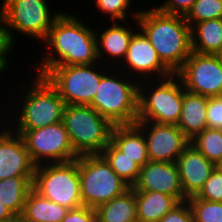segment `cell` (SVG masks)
<instances>
[{"label": "cell", "instance_id": "f1b7e54d", "mask_svg": "<svg viewBox=\"0 0 222 222\" xmlns=\"http://www.w3.org/2000/svg\"><path fill=\"white\" fill-rule=\"evenodd\" d=\"M213 19H222V0H196L185 16L190 27Z\"/></svg>", "mask_w": 222, "mask_h": 222}, {"label": "cell", "instance_id": "8fae6325", "mask_svg": "<svg viewBox=\"0 0 222 222\" xmlns=\"http://www.w3.org/2000/svg\"><path fill=\"white\" fill-rule=\"evenodd\" d=\"M21 136L36 166L45 163L70 162L79 157L72 148L63 121L27 130Z\"/></svg>", "mask_w": 222, "mask_h": 222}, {"label": "cell", "instance_id": "484cf974", "mask_svg": "<svg viewBox=\"0 0 222 222\" xmlns=\"http://www.w3.org/2000/svg\"><path fill=\"white\" fill-rule=\"evenodd\" d=\"M101 155L110 164L113 171L132 188L140 175L141 166L119 150L111 141Z\"/></svg>", "mask_w": 222, "mask_h": 222}, {"label": "cell", "instance_id": "9a60e30c", "mask_svg": "<svg viewBox=\"0 0 222 222\" xmlns=\"http://www.w3.org/2000/svg\"><path fill=\"white\" fill-rule=\"evenodd\" d=\"M134 191H155L175 196L180 202L184 195L176 162L149 161L141 167Z\"/></svg>", "mask_w": 222, "mask_h": 222}, {"label": "cell", "instance_id": "8d00e7d4", "mask_svg": "<svg viewBox=\"0 0 222 222\" xmlns=\"http://www.w3.org/2000/svg\"><path fill=\"white\" fill-rule=\"evenodd\" d=\"M15 217V215L0 202V222L10 221Z\"/></svg>", "mask_w": 222, "mask_h": 222}, {"label": "cell", "instance_id": "e575fe53", "mask_svg": "<svg viewBox=\"0 0 222 222\" xmlns=\"http://www.w3.org/2000/svg\"><path fill=\"white\" fill-rule=\"evenodd\" d=\"M159 222H195L188 201L180 202L170 212L164 215Z\"/></svg>", "mask_w": 222, "mask_h": 222}, {"label": "cell", "instance_id": "e0dca14e", "mask_svg": "<svg viewBox=\"0 0 222 222\" xmlns=\"http://www.w3.org/2000/svg\"><path fill=\"white\" fill-rule=\"evenodd\" d=\"M177 166L185 197L196 196L210 177L216 165L200 153L191 143L178 157Z\"/></svg>", "mask_w": 222, "mask_h": 222}, {"label": "cell", "instance_id": "5b68a950", "mask_svg": "<svg viewBox=\"0 0 222 222\" xmlns=\"http://www.w3.org/2000/svg\"><path fill=\"white\" fill-rule=\"evenodd\" d=\"M182 105L183 84L176 74L163 79L139 81L137 121L177 125Z\"/></svg>", "mask_w": 222, "mask_h": 222}, {"label": "cell", "instance_id": "4fadbf2b", "mask_svg": "<svg viewBox=\"0 0 222 222\" xmlns=\"http://www.w3.org/2000/svg\"><path fill=\"white\" fill-rule=\"evenodd\" d=\"M116 69L137 81L163 79L174 74L139 29L131 37L125 58Z\"/></svg>", "mask_w": 222, "mask_h": 222}, {"label": "cell", "instance_id": "ba28073f", "mask_svg": "<svg viewBox=\"0 0 222 222\" xmlns=\"http://www.w3.org/2000/svg\"><path fill=\"white\" fill-rule=\"evenodd\" d=\"M110 68L112 67L100 62L90 65H60L52 67L44 77L66 105H89L96 95L101 78Z\"/></svg>", "mask_w": 222, "mask_h": 222}, {"label": "cell", "instance_id": "ffe728a7", "mask_svg": "<svg viewBox=\"0 0 222 222\" xmlns=\"http://www.w3.org/2000/svg\"><path fill=\"white\" fill-rule=\"evenodd\" d=\"M110 141L141 167L150 161L146 138L136 124L113 126Z\"/></svg>", "mask_w": 222, "mask_h": 222}, {"label": "cell", "instance_id": "277c9868", "mask_svg": "<svg viewBox=\"0 0 222 222\" xmlns=\"http://www.w3.org/2000/svg\"><path fill=\"white\" fill-rule=\"evenodd\" d=\"M113 70V74L108 71L101 78L96 95L89 106L113 126L135 124L138 119L139 81L121 70Z\"/></svg>", "mask_w": 222, "mask_h": 222}, {"label": "cell", "instance_id": "d590c367", "mask_svg": "<svg viewBox=\"0 0 222 222\" xmlns=\"http://www.w3.org/2000/svg\"><path fill=\"white\" fill-rule=\"evenodd\" d=\"M61 222H97L96 209L82 206L69 210Z\"/></svg>", "mask_w": 222, "mask_h": 222}, {"label": "cell", "instance_id": "4dcf8cb0", "mask_svg": "<svg viewBox=\"0 0 222 222\" xmlns=\"http://www.w3.org/2000/svg\"><path fill=\"white\" fill-rule=\"evenodd\" d=\"M195 197L211 202H222V166H216Z\"/></svg>", "mask_w": 222, "mask_h": 222}, {"label": "cell", "instance_id": "83f0119b", "mask_svg": "<svg viewBox=\"0 0 222 222\" xmlns=\"http://www.w3.org/2000/svg\"><path fill=\"white\" fill-rule=\"evenodd\" d=\"M132 1L133 0H94V10L96 11L97 9L98 12H101L103 18L104 15H107L108 18L111 19L110 21H119V23L124 21L125 24L128 23L126 21L129 15L131 16L129 17V19L131 18V21H136L140 12V10H134L133 13L130 11L132 7L130 5H132Z\"/></svg>", "mask_w": 222, "mask_h": 222}, {"label": "cell", "instance_id": "d6986e66", "mask_svg": "<svg viewBox=\"0 0 222 222\" xmlns=\"http://www.w3.org/2000/svg\"><path fill=\"white\" fill-rule=\"evenodd\" d=\"M208 97L191 93L183 87V105L177 127L191 140L207 127Z\"/></svg>", "mask_w": 222, "mask_h": 222}, {"label": "cell", "instance_id": "d6a6232c", "mask_svg": "<svg viewBox=\"0 0 222 222\" xmlns=\"http://www.w3.org/2000/svg\"><path fill=\"white\" fill-rule=\"evenodd\" d=\"M207 127L222 130V96L208 97Z\"/></svg>", "mask_w": 222, "mask_h": 222}, {"label": "cell", "instance_id": "7c38bea8", "mask_svg": "<svg viewBox=\"0 0 222 222\" xmlns=\"http://www.w3.org/2000/svg\"><path fill=\"white\" fill-rule=\"evenodd\" d=\"M185 90L205 97L222 96V63L217 54L191 52L175 73Z\"/></svg>", "mask_w": 222, "mask_h": 222}, {"label": "cell", "instance_id": "d4e9b609", "mask_svg": "<svg viewBox=\"0 0 222 222\" xmlns=\"http://www.w3.org/2000/svg\"><path fill=\"white\" fill-rule=\"evenodd\" d=\"M33 176H14L0 180V202L15 216H21L32 189Z\"/></svg>", "mask_w": 222, "mask_h": 222}, {"label": "cell", "instance_id": "603a6c76", "mask_svg": "<svg viewBox=\"0 0 222 222\" xmlns=\"http://www.w3.org/2000/svg\"><path fill=\"white\" fill-rule=\"evenodd\" d=\"M97 222H137L135 191L129 188L122 195L96 208Z\"/></svg>", "mask_w": 222, "mask_h": 222}, {"label": "cell", "instance_id": "8992f818", "mask_svg": "<svg viewBox=\"0 0 222 222\" xmlns=\"http://www.w3.org/2000/svg\"><path fill=\"white\" fill-rule=\"evenodd\" d=\"M62 121L78 156L101 154L111 140L113 125L89 105H66Z\"/></svg>", "mask_w": 222, "mask_h": 222}, {"label": "cell", "instance_id": "4316f807", "mask_svg": "<svg viewBox=\"0 0 222 222\" xmlns=\"http://www.w3.org/2000/svg\"><path fill=\"white\" fill-rule=\"evenodd\" d=\"M190 143L216 166L222 165V130L206 128L191 139Z\"/></svg>", "mask_w": 222, "mask_h": 222}, {"label": "cell", "instance_id": "30bf717a", "mask_svg": "<svg viewBox=\"0 0 222 222\" xmlns=\"http://www.w3.org/2000/svg\"><path fill=\"white\" fill-rule=\"evenodd\" d=\"M0 16L3 18L6 28L14 44L16 39L14 32L21 33L31 39L43 42L54 20L61 11L50 9L48 0H2ZM51 10V11H50ZM53 13V14H52ZM14 31V32H13Z\"/></svg>", "mask_w": 222, "mask_h": 222}, {"label": "cell", "instance_id": "44dd1931", "mask_svg": "<svg viewBox=\"0 0 222 222\" xmlns=\"http://www.w3.org/2000/svg\"><path fill=\"white\" fill-rule=\"evenodd\" d=\"M137 222H159L180 201L175 196L155 191H135Z\"/></svg>", "mask_w": 222, "mask_h": 222}, {"label": "cell", "instance_id": "6da1fadb", "mask_svg": "<svg viewBox=\"0 0 222 222\" xmlns=\"http://www.w3.org/2000/svg\"><path fill=\"white\" fill-rule=\"evenodd\" d=\"M71 14V15H70ZM61 12L54 20L43 41L41 63L32 73L44 76L52 67L60 65H90L98 63L97 39L92 26L76 14ZM53 50V51H52ZM47 51V52H46ZM44 53V54H43Z\"/></svg>", "mask_w": 222, "mask_h": 222}, {"label": "cell", "instance_id": "2e32d148", "mask_svg": "<svg viewBox=\"0 0 222 222\" xmlns=\"http://www.w3.org/2000/svg\"><path fill=\"white\" fill-rule=\"evenodd\" d=\"M35 167L23 137L13 132L8 125L1 128L0 180L14 176H33Z\"/></svg>", "mask_w": 222, "mask_h": 222}, {"label": "cell", "instance_id": "cb8c5ba5", "mask_svg": "<svg viewBox=\"0 0 222 222\" xmlns=\"http://www.w3.org/2000/svg\"><path fill=\"white\" fill-rule=\"evenodd\" d=\"M191 49L200 54H217L222 49V19L194 24L191 27Z\"/></svg>", "mask_w": 222, "mask_h": 222}, {"label": "cell", "instance_id": "f546056e", "mask_svg": "<svg viewBox=\"0 0 222 222\" xmlns=\"http://www.w3.org/2000/svg\"><path fill=\"white\" fill-rule=\"evenodd\" d=\"M195 222H222V202H211L195 196L187 199Z\"/></svg>", "mask_w": 222, "mask_h": 222}, {"label": "cell", "instance_id": "3957f363", "mask_svg": "<svg viewBox=\"0 0 222 222\" xmlns=\"http://www.w3.org/2000/svg\"><path fill=\"white\" fill-rule=\"evenodd\" d=\"M34 77L33 80L31 77V82L27 84V86L31 84L27 87L28 89H21L24 93L21 95L24 97H20L21 102L16 104L17 106L20 105L19 109L15 107L17 110L16 117L13 116L16 125H12L15 124L14 122L11 123V126L10 123L7 124L18 135H22L27 130L53 125L63 120L66 104L57 90L44 76L36 74Z\"/></svg>", "mask_w": 222, "mask_h": 222}, {"label": "cell", "instance_id": "7402d4cb", "mask_svg": "<svg viewBox=\"0 0 222 222\" xmlns=\"http://www.w3.org/2000/svg\"><path fill=\"white\" fill-rule=\"evenodd\" d=\"M68 211L32 188L25 200L21 217L28 222H61Z\"/></svg>", "mask_w": 222, "mask_h": 222}, {"label": "cell", "instance_id": "f35d334b", "mask_svg": "<svg viewBox=\"0 0 222 222\" xmlns=\"http://www.w3.org/2000/svg\"><path fill=\"white\" fill-rule=\"evenodd\" d=\"M217 56L219 57V59L222 63V49L217 53Z\"/></svg>", "mask_w": 222, "mask_h": 222}, {"label": "cell", "instance_id": "52a82bcc", "mask_svg": "<svg viewBox=\"0 0 222 222\" xmlns=\"http://www.w3.org/2000/svg\"><path fill=\"white\" fill-rule=\"evenodd\" d=\"M32 188L48 200L69 210L83 206L77 159L37 165Z\"/></svg>", "mask_w": 222, "mask_h": 222}, {"label": "cell", "instance_id": "5bb4252c", "mask_svg": "<svg viewBox=\"0 0 222 222\" xmlns=\"http://www.w3.org/2000/svg\"><path fill=\"white\" fill-rule=\"evenodd\" d=\"M135 124L142 130L146 138L150 161L176 162L190 144V139L177 125L148 121H137Z\"/></svg>", "mask_w": 222, "mask_h": 222}, {"label": "cell", "instance_id": "ac0fdd59", "mask_svg": "<svg viewBox=\"0 0 222 222\" xmlns=\"http://www.w3.org/2000/svg\"><path fill=\"white\" fill-rule=\"evenodd\" d=\"M118 22L112 21V26L105 28L104 31L98 32V29L95 30L98 60L103 64L107 62V66L111 64L110 66L113 68H116V65L118 66L125 58L130 39L138 29L137 20L135 23L133 21L132 25L133 27L134 24L137 25L135 30L129 24L125 26Z\"/></svg>", "mask_w": 222, "mask_h": 222}, {"label": "cell", "instance_id": "74e56055", "mask_svg": "<svg viewBox=\"0 0 222 222\" xmlns=\"http://www.w3.org/2000/svg\"><path fill=\"white\" fill-rule=\"evenodd\" d=\"M10 222H28L24 220L21 216H15Z\"/></svg>", "mask_w": 222, "mask_h": 222}, {"label": "cell", "instance_id": "1f68e13d", "mask_svg": "<svg viewBox=\"0 0 222 222\" xmlns=\"http://www.w3.org/2000/svg\"><path fill=\"white\" fill-rule=\"evenodd\" d=\"M14 47L15 44L10 37L3 18L0 16V74L2 75L8 70V66L10 65L8 58Z\"/></svg>", "mask_w": 222, "mask_h": 222}, {"label": "cell", "instance_id": "7a4b0ae2", "mask_svg": "<svg viewBox=\"0 0 222 222\" xmlns=\"http://www.w3.org/2000/svg\"><path fill=\"white\" fill-rule=\"evenodd\" d=\"M137 24L161 61L175 74L192 52L191 27L185 16L163 13L152 8L141 9Z\"/></svg>", "mask_w": 222, "mask_h": 222}, {"label": "cell", "instance_id": "9c48e42d", "mask_svg": "<svg viewBox=\"0 0 222 222\" xmlns=\"http://www.w3.org/2000/svg\"><path fill=\"white\" fill-rule=\"evenodd\" d=\"M77 160L83 206L96 209L130 188L101 154L82 155Z\"/></svg>", "mask_w": 222, "mask_h": 222}, {"label": "cell", "instance_id": "836d02e7", "mask_svg": "<svg viewBox=\"0 0 222 222\" xmlns=\"http://www.w3.org/2000/svg\"><path fill=\"white\" fill-rule=\"evenodd\" d=\"M195 1L196 0H164L163 4L152 6V9L163 13L186 16Z\"/></svg>", "mask_w": 222, "mask_h": 222}]
</instances>
